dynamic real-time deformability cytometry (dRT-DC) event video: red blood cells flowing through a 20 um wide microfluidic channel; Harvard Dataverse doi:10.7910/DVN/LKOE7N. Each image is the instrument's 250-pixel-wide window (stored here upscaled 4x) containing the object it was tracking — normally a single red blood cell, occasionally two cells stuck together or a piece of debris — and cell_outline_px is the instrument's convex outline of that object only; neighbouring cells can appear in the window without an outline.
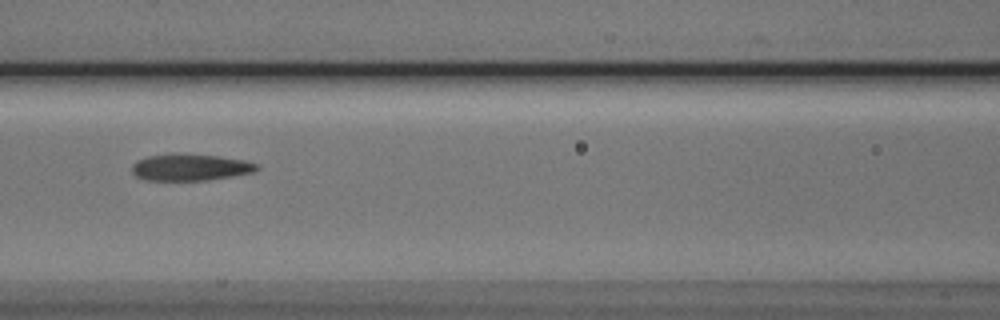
{"species": "Egyptian fruit bat (a non-hibernating species)", "species_latin": "Rousettus aegyptiacus", "temperature_condition": "cold", "stored_images_in_passage": 7, "camera_frame_rate_fps": 3000, "um_per_image_px": 0.085, "animal": {"sex": "male"}, "frame": {"image": 1, "passage_image": 5, "time_ms": 4.667, "image_size_px": [1000, 320], "cell_outline_px": [[260, 168], [256, 172], [208, 180], [144, 180], [136, 176], [132, 172], [132, 164], [136, 160], [148, 156], [168, 152], [180, 152], [220, 156], [244, 160], [260, 164]], "centroid_in_image_um": [16.18, 14.19], "position_along_channel_um": 150.4, "area_um2": 20.06}}
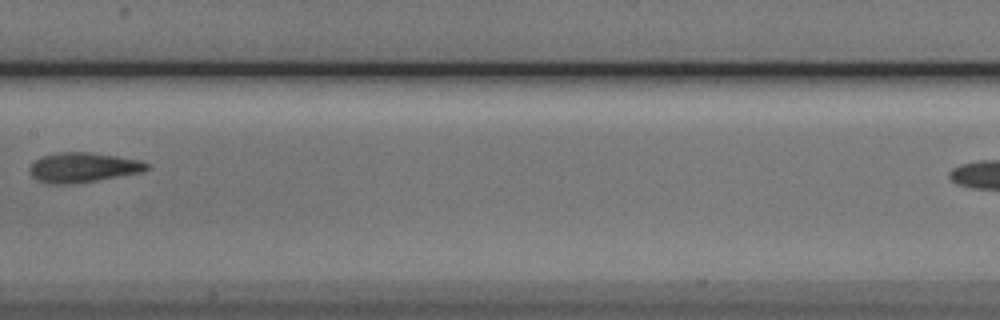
{"frame": {"image": 2, "passage_image": 6, "time_ms": 6.0, "image_size_px": [1000, 320], "cell_outline_px": [[148, 168], [140, 172], [96, 180], [68, 184], [48, 184], [36, 180], [28, 172], [28, 168], [36, 160], [44, 156], [56, 152], [92, 152], [140, 160], [148, 164]], "centroid_in_image_um": [6.99, 14.23], "position_along_channel_um": 200.4, "area_um2": 20.17}}